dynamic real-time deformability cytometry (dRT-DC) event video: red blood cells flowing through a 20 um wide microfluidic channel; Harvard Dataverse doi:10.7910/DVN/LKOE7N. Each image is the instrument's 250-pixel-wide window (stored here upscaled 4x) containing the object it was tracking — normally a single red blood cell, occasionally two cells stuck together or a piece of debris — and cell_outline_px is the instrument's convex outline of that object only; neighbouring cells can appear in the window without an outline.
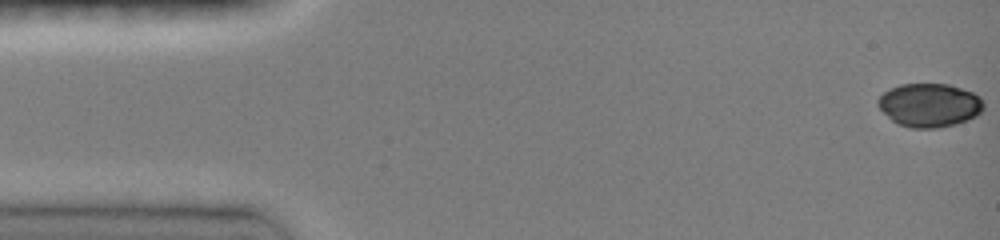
{"species": "common noctule bat (a hibernating species)", "species_latin": "Nyctalus noctula", "temperature_condition": "room temperature", "stored_images_in_passage": 14, "camera_frame_rate_fps": 3000, "um_per_image_px": 0.085, "animal": {"sex": "female", "body_mass_g": 19.0, "forearm_length_mm": 51.5}, "frame": {"image": 1, "passage_image": 1, "time_ms": 0.0, "image_size_px": [1000, 240], "cell_outline_px": [[984, 108], [976, 116], [956, 124], [936, 128], [912, 128], [896, 124], [876, 104], [876, 100], [888, 88], [900, 84], [948, 84], [972, 92], [980, 96], [984, 104]], "centroid_in_image_um": [78.99, 8.93], "position_along_channel_um": 6.0, "area_um2": 26.93}}
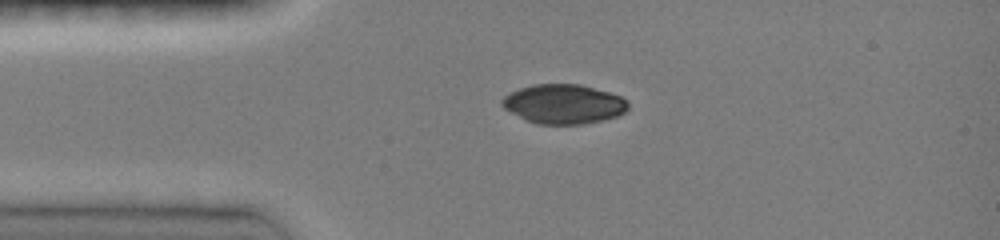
{"frame": {"image": 2, "passage_image": 9, "time_ms": 3.333, "image_size_px": [1000, 240], "cell_outline_px": [[628, 108], [624, 112], [616, 116], [604, 120], [580, 124], [536, 124], [504, 108], [500, 104], [500, 100], [508, 92], [532, 84], [580, 84], [608, 92], [620, 96], [628, 100]], "centroid_in_image_um": [47.9, 8.83], "position_along_channel_um": 37.1, "area_um2": 28.9}}
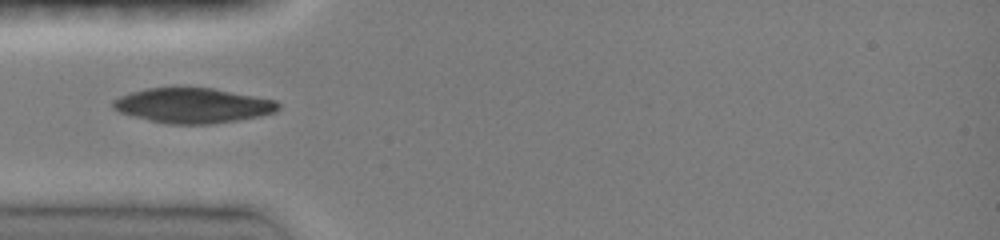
{"frame": {"image": 3, "passage_image": 12, "time_ms": 4.667, "image_size_px": [1000, 240], "cell_outline_px": [[280, 108], [276, 112], [260, 116], [212, 124], [168, 124], [148, 120], [120, 112], [112, 108], [112, 100], [120, 96], [132, 92], [148, 88], [172, 84], [212, 88], [256, 96], [276, 100], [280, 104]], "centroid_in_image_um": [16.37, 8.93], "position_along_channel_um": 68.6, "area_um2": 34.51}}